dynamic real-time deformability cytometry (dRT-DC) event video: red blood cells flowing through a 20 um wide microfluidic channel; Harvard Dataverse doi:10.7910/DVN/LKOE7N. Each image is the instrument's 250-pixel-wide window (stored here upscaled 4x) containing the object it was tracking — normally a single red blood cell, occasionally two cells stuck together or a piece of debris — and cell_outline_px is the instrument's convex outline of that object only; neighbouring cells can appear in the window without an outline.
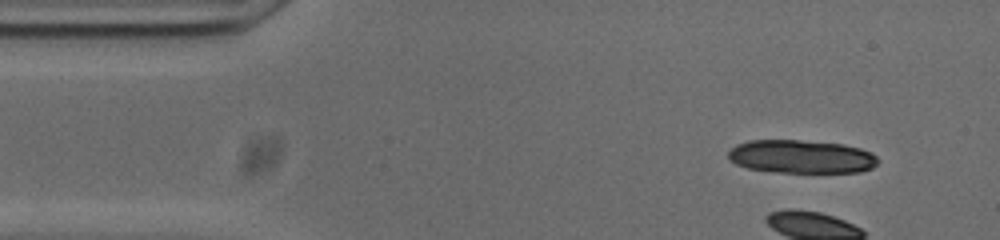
{"species": "common noctule bat (a hibernating species)", "species_latin": "Nyctalus noctula", "temperature_condition": "cold", "stored_images_in_passage": 25, "camera_frame_rate_fps": 3000, "um_per_image_px": 0.085, "animal": {"sex": "male", "body_mass_g": 20.0, "forearm_length_mm": 53.3}, "frame": {"image": 1, "passage_image": 1, "time_ms": 0.0, "image_size_px": [1000, 240], "cell_outline_px": [[880, 160], [872, 168], [860, 172], [780, 172], [748, 168], [736, 164], [728, 160], [728, 152], [736, 144], [748, 140], [800, 140], [844, 144], [860, 148], [872, 152]], "centroid_in_image_um": [68.12, 13.3], "position_along_channel_um": 16.9, "area_um2": 29.19}}